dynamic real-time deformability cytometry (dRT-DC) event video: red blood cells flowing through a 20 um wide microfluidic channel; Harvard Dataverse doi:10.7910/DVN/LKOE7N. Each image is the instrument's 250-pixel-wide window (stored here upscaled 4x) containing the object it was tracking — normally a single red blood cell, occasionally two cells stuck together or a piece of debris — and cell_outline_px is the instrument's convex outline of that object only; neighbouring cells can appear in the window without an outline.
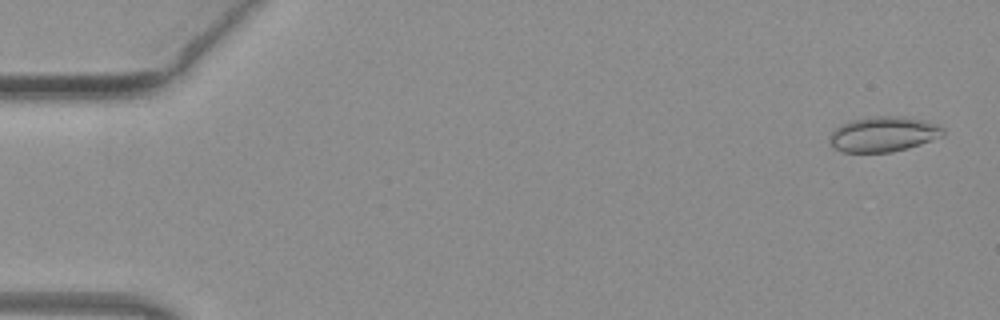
{"species": "common noctule bat (a hibernating species)", "species_latin": "Nyctalus noctula", "temperature_condition": "warm", "stored_images_in_passage": 51, "camera_frame_rate_fps": 3000, "um_per_image_px": 0.085, "animal": {"sex": "female", "body_mass_g": 19.3, "forearm_length_mm": 54.1}, "frame": {"image": 1, "passage_image": 2, "time_ms": 0.333, "image_size_px": [1000, 320], "cell_outline_px": [[944, 136], [908, 148], [892, 152], [840, 152], [832, 148], [828, 140], [828, 136], [840, 124], [852, 120], [876, 116], [904, 116], [936, 124], [944, 128]], "centroid_in_image_um": [75.05, 11.41], "position_along_channel_um": 10.0, "area_um2": 23.41}}
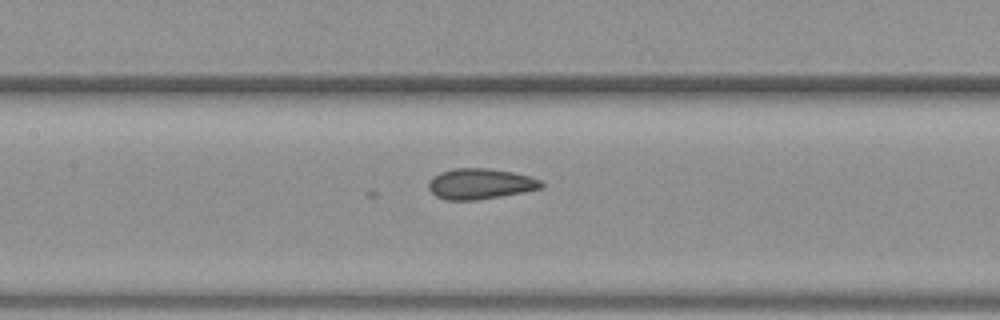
{"frame": {"image": 2, "passage_image": 24, "time_ms": 7.667, "image_size_px": [1000, 320], "cell_outline_px": [[544, 188], [524, 192], [476, 200], [448, 200], [436, 196], [428, 188], [428, 184], [440, 172], [452, 168], [488, 168], [512, 172], [528, 176], [540, 180], [544, 184]], "centroid_in_image_um": [40.85, 15.62], "position_along_channel_um": 166.6, "area_um2": 20.0}}
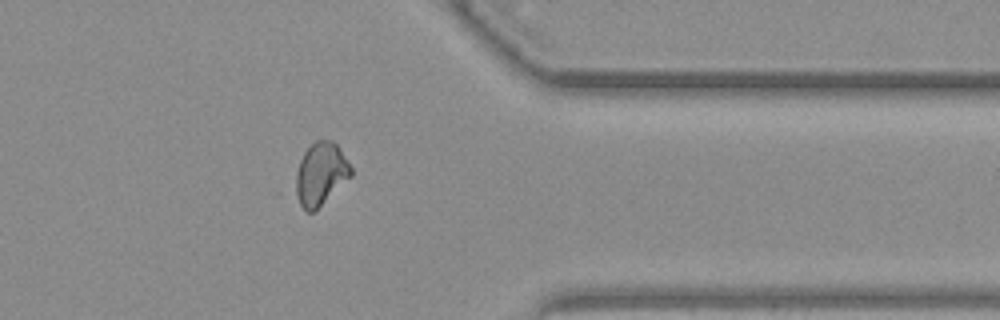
{"frame": {"image": 3, "passage_image": 41, "time_ms": 13.333, "image_size_px": [1000, 320], "cell_outline_px": [[352, 176], [312, 212], [308, 212], [300, 204], [292, 192], [296, 172], [300, 160], [304, 152], [316, 140], [332, 140], [336, 144], [352, 168]], "centroid_in_image_um": [27.21, 14.79], "position_along_channel_um": 384.2, "area_um2": 20.11}}